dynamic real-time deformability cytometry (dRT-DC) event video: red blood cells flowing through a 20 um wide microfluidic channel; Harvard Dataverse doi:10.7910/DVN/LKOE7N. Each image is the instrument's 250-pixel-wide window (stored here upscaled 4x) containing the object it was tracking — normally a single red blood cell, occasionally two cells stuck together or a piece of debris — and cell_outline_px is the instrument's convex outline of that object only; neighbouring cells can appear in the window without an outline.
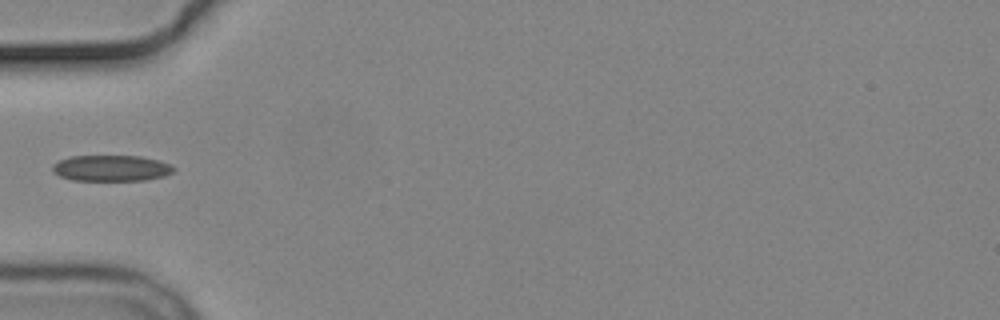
{"species": "common noctule bat (a hibernating species)", "species_latin": "Nyctalus noctula", "temperature_condition": "cold", "stored_images_in_passage": 4, "camera_frame_rate_fps": 3000, "um_per_image_px": 0.085, "animal": {"sex": "male", "body_mass_g": 19.2, "forearm_length_mm": 51.8}, "frame": {"image": 1, "passage_image": 3, "time_ms": 2.333, "image_size_px": [1000, 320], "cell_outline_px": [[176, 168], [172, 172], [164, 176], [148, 180], [72, 180], [60, 176], [52, 168], [52, 164], [68, 156], [140, 156], [160, 160]], "centroid_in_image_um": [9.47, 14.29], "position_along_channel_um": 75.5, "area_um2": 18.32}}
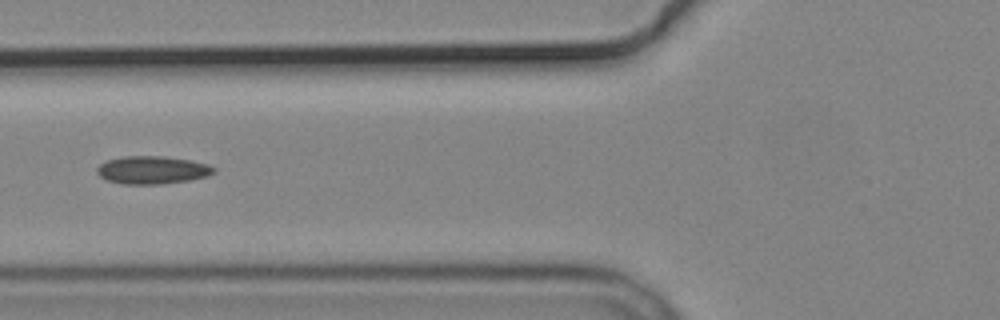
{"frame": {"image": 2, "passage_image": 4, "time_ms": 3.333, "image_size_px": [1000, 320], "cell_outline_px": [[216, 172], [208, 176], [188, 180], [164, 184], [124, 184], [108, 180], [100, 176], [96, 172], [96, 168], [100, 164], [108, 160], [124, 156], [164, 156], [192, 160], [208, 164], [216, 168]], "centroid_in_image_um": [12.98, 14.44], "position_along_channel_um": 112.8, "area_um2": 19.07}}